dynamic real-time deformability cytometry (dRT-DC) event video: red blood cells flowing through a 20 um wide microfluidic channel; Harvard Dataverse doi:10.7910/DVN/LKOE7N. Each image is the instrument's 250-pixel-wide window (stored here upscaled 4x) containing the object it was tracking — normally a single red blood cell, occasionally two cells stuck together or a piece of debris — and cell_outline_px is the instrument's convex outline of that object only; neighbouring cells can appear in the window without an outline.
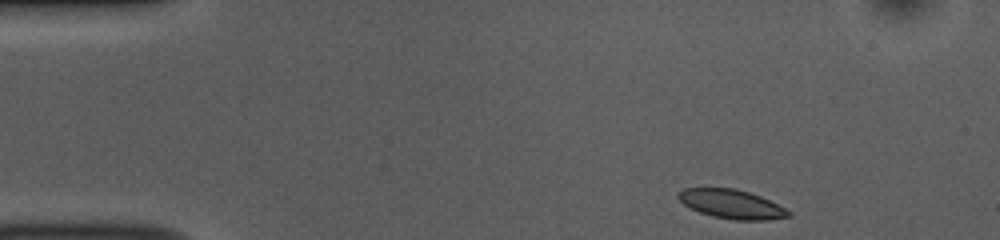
{"species": "common noctule bat (a hibernating species)", "species_latin": "Nyctalus noctula", "temperature_condition": "room temperature", "stored_images_in_passage": 46, "camera_frame_rate_fps": 3000, "um_per_image_px": 0.085, "animal": {"sex": "female", "body_mass_g": 10.0, "forearm_length_mm": 53.1}, "frame": {"image": 1, "passage_image": 1, "time_ms": 0.0, "image_size_px": [1000, 240], "cell_outline_px": [[792, 216], [768, 220], [732, 220], [712, 216], [700, 212], [684, 204], [676, 196], [684, 188], [736, 188], [760, 196], [792, 212]], "centroid_in_image_um": [62.2, 17.35], "position_along_channel_um": 22.8, "area_um2": 18.5}}
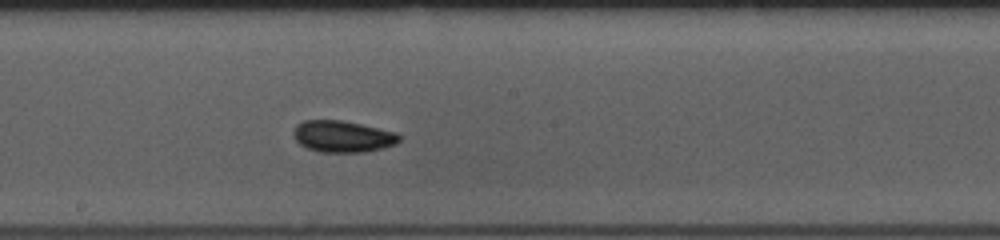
{"frame": {"image": 2, "passage_image": 22, "time_ms": 7.0, "image_size_px": [1000, 240], "cell_outline_px": [[400, 140], [396, 144], [384, 148], [364, 152], [320, 152], [308, 148], [300, 144], [296, 140], [292, 132], [296, 124], [304, 120], [340, 120], [360, 124], [396, 132], [400, 136]], "centroid_in_image_um": [29.12, 11.6], "position_along_channel_um": 219.1, "area_um2": 19.48}}
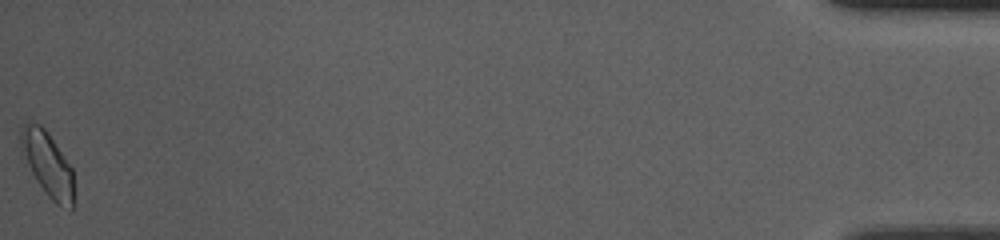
{"frame": {"image": 3, "passage_image": 46, "time_ms": 15.0, "image_size_px": [1000, 240], "cell_outline_px": [[72, 208], [56, 204], [48, 196], [36, 180], [20, 156], [20, 128], [28, 120], [40, 124], [48, 132], [72, 168]], "centroid_in_image_um": [3.96, 13.86], "position_along_channel_um": 431.2, "area_um2": 19.94}, "authors_computed_cell_mechanics": {"area_um2": 18.8428, "velocity_mm_per_s": 3.8497, "shape_relaxation_time_tau1_ms": 3.3455, "shape_relaxation_time_tau2_ms": 2.2642, "deformation_change_tau1": 0.0679, "deformation_change_tau2": 0.0582}}